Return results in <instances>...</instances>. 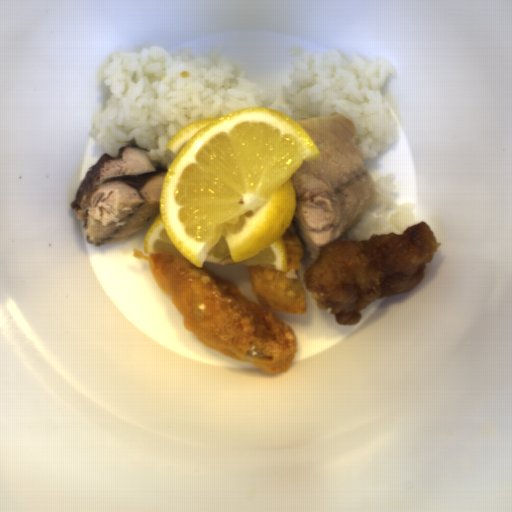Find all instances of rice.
<instances>
[{
  "instance_id": "obj_1",
  "label": "rice",
  "mask_w": 512,
  "mask_h": 512,
  "mask_svg": "<svg viewBox=\"0 0 512 512\" xmlns=\"http://www.w3.org/2000/svg\"><path fill=\"white\" fill-rule=\"evenodd\" d=\"M222 52L219 47L196 55L187 47L172 56L155 46L112 53L103 70L110 97L89 135L105 155L116 157L127 144L145 148L150 163L167 171L177 157L167 146L177 131L197 119L248 107L274 108L295 121L339 114L356 128L364 161L398 139L400 127L383 98L388 79L398 77L389 57L345 58L335 48L311 50L294 59L280 107L276 94L246 77L244 66Z\"/></svg>"
},
{
  "instance_id": "obj_2",
  "label": "rice",
  "mask_w": 512,
  "mask_h": 512,
  "mask_svg": "<svg viewBox=\"0 0 512 512\" xmlns=\"http://www.w3.org/2000/svg\"><path fill=\"white\" fill-rule=\"evenodd\" d=\"M396 177L389 175L384 179L373 181L374 200L360 221L338 241L370 240L373 233L386 234L402 233L412 225L417 224L413 211L415 204H398L394 201L397 187Z\"/></svg>"
}]
</instances>
